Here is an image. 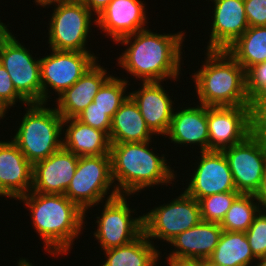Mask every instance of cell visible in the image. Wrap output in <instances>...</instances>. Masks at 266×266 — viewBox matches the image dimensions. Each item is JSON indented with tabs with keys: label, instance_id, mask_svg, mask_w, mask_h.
Segmentation results:
<instances>
[{
	"label": "cell",
	"instance_id": "6da1fadb",
	"mask_svg": "<svg viewBox=\"0 0 266 266\" xmlns=\"http://www.w3.org/2000/svg\"><path fill=\"white\" fill-rule=\"evenodd\" d=\"M185 33L181 30L162 34L148 28L125 36L116 42V45L127 46L117 58V64L130 77H135V81H180Z\"/></svg>",
	"mask_w": 266,
	"mask_h": 266
},
{
	"label": "cell",
	"instance_id": "7a4b0ae2",
	"mask_svg": "<svg viewBox=\"0 0 266 266\" xmlns=\"http://www.w3.org/2000/svg\"><path fill=\"white\" fill-rule=\"evenodd\" d=\"M17 201L28 208L31 224L43 241L44 251L55 258L63 254L68 256L74 241L86 229L87 214L63 194L30 191Z\"/></svg>",
	"mask_w": 266,
	"mask_h": 266
},
{
	"label": "cell",
	"instance_id": "3957f363",
	"mask_svg": "<svg viewBox=\"0 0 266 266\" xmlns=\"http://www.w3.org/2000/svg\"><path fill=\"white\" fill-rule=\"evenodd\" d=\"M152 142L154 139L147 142L111 143L112 178L118 194L134 197V194L138 196L139 192L154 186L176 185L179 174L170 167L171 162H167L164 154L159 156L158 150L154 151L157 148L150 145Z\"/></svg>",
	"mask_w": 266,
	"mask_h": 266
},
{
	"label": "cell",
	"instance_id": "277c9868",
	"mask_svg": "<svg viewBox=\"0 0 266 266\" xmlns=\"http://www.w3.org/2000/svg\"><path fill=\"white\" fill-rule=\"evenodd\" d=\"M203 65L192 73L195 95L207 107L253 105L246 71L226 50H204Z\"/></svg>",
	"mask_w": 266,
	"mask_h": 266
},
{
	"label": "cell",
	"instance_id": "5b68a950",
	"mask_svg": "<svg viewBox=\"0 0 266 266\" xmlns=\"http://www.w3.org/2000/svg\"><path fill=\"white\" fill-rule=\"evenodd\" d=\"M50 103H29L11 140L26 159L34 163L46 159L63 147V117ZM13 137V138H12Z\"/></svg>",
	"mask_w": 266,
	"mask_h": 266
},
{
	"label": "cell",
	"instance_id": "8992f818",
	"mask_svg": "<svg viewBox=\"0 0 266 266\" xmlns=\"http://www.w3.org/2000/svg\"><path fill=\"white\" fill-rule=\"evenodd\" d=\"M64 195L87 214L90 208L93 210L97 205L101 208L100 203L118 196L112 178L110 154L80 156Z\"/></svg>",
	"mask_w": 266,
	"mask_h": 266
},
{
	"label": "cell",
	"instance_id": "52a82bcc",
	"mask_svg": "<svg viewBox=\"0 0 266 266\" xmlns=\"http://www.w3.org/2000/svg\"><path fill=\"white\" fill-rule=\"evenodd\" d=\"M48 22L47 42L50 49L92 52L87 47V40H90L93 23L96 25V17L80 0L54 6Z\"/></svg>",
	"mask_w": 266,
	"mask_h": 266
},
{
	"label": "cell",
	"instance_id": "ba28073f",
	"mask_svg": "<svg viewBox=\"0 0 266 266\" xmlns=\"http://www.w3.org/2000/svg\"><path fill=\"white\" fill-rule=\"evenodd\" d=\"M168 203L159 204L143 213V233L151 241L169 243L178 234L198 224L201 219L199 202L183 189Z\"/></svg>",
	"mask_w": 266,
	"mask_h": 266
},
{
	"label": "cell",
	"instance_id": "9c48e42d",
	"mask_svg": "<svg viewBox=\"0 0 266 266\" xmlns=\"http://www.w3.org/2000/svg\"><path fill=\"white\" fill-rule=\"evenodd\" d=\"M11 31L7 29L0 36V63L9 73L16 91L28 103H42L40 56L33 57L30 49Z\"/></svg>",
	"mask_w": 266,
	"mask_h": 266
},
{
	"label": "cell",
	"instance_id": "30bf717a",
	"mask_svg": "<svg viewBox=\"0 0 266 266\" xmlns=\"http://www.w3.org/2000/svg\"><path fill=\"white\" fill-rule=\"evenodd\" d=\"M129 197L130 195L119 194L102 202L103 210L101 209V214L94 220L97 229L93 233L101 250L126 245L143 233V214H136L134 217L133 213L138 211L137 208L129 207Z\"/></svg>",
	"mask_w": 266,
	"mask_h": 266
},
{
	"label": "cell",
	"instance_id": "8fae6325",
	"mask_svg": "<svg viewBox=\"0 0 266 266\" xmlns=\"http://www.w3.org/2000/svg\"><path fill=\"white\" fill-rule=\"evenodd\" d=\"M49 51L48 55L40 57L42 103L52 99L50 91L59 96L70 88L100 58L93 52Z\"/></svg>",
	"mask_w": 266,
	"mask_h": 266
},
{
	"label": "cell",
	"instance_id": "7c38bea8",
	"mask_svg": "<svg viewBox=\"0 0 266 266\" xmlns=\"http://www.w3.org/2000/svg\"><path fill=\"white\" fill-rule=\"evenodd\" d=\"M237 192L255 195L261 187L266 167V143L254 132L242 142L223 150Z\"/></svg>",
	"mask_w": 266,
	"mask_h": 266
},
{
	"label": "cell",
	"instance_id": "4fadbf2b",
	"mask_svg": "<svg viewBox=\"0 0 266 266\" xmlns=\"http://www.w3.org/2000/svg\"><path fill=\"white\" fill-rule=\"evenodd\" d=\"M197 161L192 164L193 171L188 173V182L184 191L199 201L216 193L237 191L228 160L223 151H198ZM197 163V164H196Z\"/></svg>",
	"mask_w": 266,
	"mask_h": 266
},
{
	"label": "cell",
	"instance_id": "5bb4252c",
	"mask_svg": "<svg viewBox=\"0 0 266 266\" xmlns=\"http://www.w3.org/2000/svg\"><path fill=\"white\" fill-rule=\"evenodd\" d=\"M253 105L207 107L209 151H223L253 132Z\"/></svg>",
	"mask_w": 266,
	"mask_h": 266
},
{
	"label": "cell",
	"instance_id": "9a60e30c",
	"mask_svg": "<svg viewBox=\"0 0 266 266\" xmlns=\"http://www.w3.org/2000/svg\"><path fill=\"white\" fill-rule=\"evenodd\" d=\"M145 3L144 0H111L96 17V27L115 43L125 36L147 29L148 9Z\"/></svg>",
	"mask_w": 266,
	"mask_h": 266
},
{
	"label": "cell",
	"instance_id": "2e32d148",
	"mask_svg": "<svg viewBox=\"0 0 266 266\" xmlns=\"http://www.w3.org/2000/svg\"><path fill=\"white\" fill-rule=\"evenodd\" d=\"M211 1L212 20L205 50H226L249 27L244 0H206Z\"/></svg>",
	"mask_w": 266,
	"mask_h": 266
},
{
	"label": "cell",
	"instance_id": "e0dca14e",
	"mask_svg": "<svg viewBox=\"0 0 266 266\" xmlns=\"http://www.w3.org/2000/svg\"><path fill=\"white\" fill-rule=\"evenodd\" d=\"M162 84V81L141 82V88L130 91L129 94L149 129L155 136L162 135L164 138L170 127L175 103L172 98L174 94L169 96V92L164 88L166 86Z\"/></svg>",
	"mask_w": 266,
	"mask_h": 266
},
{
	"label": "cell",
	"instance_id": "ac0fdd59",
	"mask_svg": "<svg viewBox=\"0 0 266 266\" xmlns=\"http://www.w3.org/2000/svg\"><path fill=\"white\" fill-rule=\"evenodd\" d=\"M79 156L63 147L46 159L33 164L32 190L43 194H65L72 180Z\"/></svg>",
	"mask_w": 266,
	"mask_h": 266
},
{
	"label": "cell",
	"instance_id": "d6986e66",
	"mask_svg": "<svg viewBox=\"0 0 266 266\" xmlns=\"http://www.w3.org/2000/svg\"><path fill=\"white\" fill-rule=\"evenodd\" d=\"M222 232L223 229L220 224L201 220L194 227L178 234L168 243L171 245V251L168 255L165 254L164 259L187 261L208 259L219 243Z\"/></svg>",
	"mask_w": 266,
	"mask_h": 266
},
{
	"label": "cell",
	"instance_id": "ffe728a7",
	"mask_svg": "<svg viewBox=\"0 0 266 266\" xmlns=\"http://www.w3.org/2000/svg\"><path fill=\"white\" fill-rule=\"evenodd\" d=\"M190 106V107H189ZM182 108H174L171 123L165 139L180 147L190 145L198 146L200 152L209 151V133L207 123V106L195 104ZM176 111V112H175ZM193 146V147H192Z\"/></svg>",
	"mask_w": 266,
	"mask_h": 266
},
{
	"label": "cell",
	"instance_id": "44dd1931",
	"mask_svg": "<svg viewBox=\"0 0 266 266\" xmlns=\"http://www.w3.org/2000/svg\"><path fill=\"white\" fill-rule=\"evenodd\" d=\"M33 165L10 140L0 141V190L17 200L32 190Z\"/></svg>",
	"mask_w": 266,
	"mask_h": 266
},
{
	"label": "cell",
	"instance_id": "7402d4cb",
	"mask_svg": "<svg viewBox=\"0 0 266 266\" xmlns=\"http://www.w3.org/2000/svg\"><path fill=\"white\" fill-rule=\"evenodd\" d=\"M108 69L97 60L78 81L56 98L55 108L63 119L76 118L93 102L99 89L113 75Z\"/></svg>",
	"mask_w": 266,
	"mask_h": 266
},
{
	"label": "cell",
	"instance_id": "603a6c76",
	"mask_svg": "<svg viewBox=\"0 0 266 266\" xmlns=\"http://www.w3.org/2000/svg\"><path fill=\"white\" fill-rule=\"evenodd\" d=\"M69 124V125H68ZM63 148L76 156H100L110 154L109 135L82 123L77 118L63 120Z\"/></svg>",
	"mask_w": 266,
	"mask_h": 266
},
{
	"label": "cell",
	"instance_id": "cb8c5ba5",
	"mask_svg": "<svg viewBox=\"0 0 266 266\" xmlns=\"http://www.w3.org/2000/svg\"><path fill=\"white\" fill-rule=\"evenodd\" d=\"M134 100L129 96L111 119V143L147 142L154 139Z\"/></svg>",
	"mask_w": 266,
	"mask_h": 266
},
{
	"label": "cell",
	"instance_id": "d4e9b609",
	"mask_svg": "<svg viewBox=\"0 0 266 266\" xmlns=\"http://www.w3.org/2000/svg\"><path fill=\"white\" fill-rule=\"evenodd\" d=\"M144 233L132 242L103 251L105 261L99 266H159L162 264L159 246ZM161 262V263H160Z\"/></svg>",
	"mask_w": 266,
	"mask_h": 266
},
{
	"label": "cell",
	"instance_id": "484cf974",
	"mask_svg": "<svg viewBox=\"0 0 266 266\" xmlns=\"http://www.w3.org/2000/svg\"><path fill=\"white\" fill-rule=\"evenodd\" d=\"M208 259L220 266H254L257 260L252 253L245 232L225 230Z\"/></svg>",
	"mask_w": 266,
	"mask_h": 266
},
{
	"label": "cell",
	"instance_id": "4316f807",
	"mask_svg": "<svg viewBox=\"0 0 266 266\" xmlns=\"http://www.w3.org/2000/svg\"><path fill=\"white\" fill-rule=\"evenodd\" d=\"M226 51L245 71L266 62V26L248 27Z\"/></svg>",
	"mask_w": 266,
	"mask_h": 266
},
{
	"label": "cell",
	"instance_id": "83f0119b",
	"mask_svg": "<svg viewBox=\"0 0 266 266\" xmlns=\"http://www.w3.org/2000/svg\"><path fill=\"white\" fill-rule=\"evenodd\" d=\"M260 210L256 195L240 194L228 209L220 226L229 232H246Z\"/></svg>",
	"mask_w": 266,
	"mask_h": 266
},
{
	"label": "cell",
	"instance_id": "f1b7e54d",
	"mask_svg": "<svg viewBox=\"0 0 266 266\" xmlns=\"http://www.w3.org/2000/svg\"><path fill=\"white\" fill-rule=\"evenodd\" d=\"M129 85L131 84L128 77L121 79L119 76L112 75L99 89L93 102L98 108L106 111V114L112 119L120 106L130 96V92L127 91Z\"/></svg>",
	"mask_w": 266,
	"mask_h": 266
},
{
	"label": "cell",
	"instance_id": "f546056e",
	"mask_svg": "<svg viewBox=\"0 0 266 266\" xmlns=\"http://www.w3.org/2000/svg\"><path fill=\"white\" fill-rule=\"evenodd\" d=\"M240 195L237 191L216 193L201 198L199 202L201 219L203 221L221 224L228 209Z\"/></svg>",
	"mask_w": 266,
	"mask_h": 266
},
{
	"label": "cell",
	"instance_id": "4dcf8cb0",
	"mask_svg": "<svg viewBox=\"0 0 266 266\" xmlns=\"http://www.w3.org/2000/svg\"><path fill=\"white\" fill-rule=\"evenodd\" d=\"M253 255L258 259L266 257V211L260 210L245 232Z\"/></svg>",
	"mask_w": 266,
	"mask_h": 266
},
{
	"label": "cell",
	"instance_id": "1f68e13d",
	"mask_svg": "<svg viewBox=\"0 0 266 266\" xmlns=\"http://www.w3.org/2000/svg\"><path fill=\"white\" fill-rule=\"evenodd\" d=\"M246 90L252 102L266 95V62L254 65L246 71Z\"/></svg>",
	"mask_w": 266,
	"mask_h": 266
},
{
	"label": "cell",
	"instance_id": "d6a6232c",
	"mask_svg": "<svg viewBox=\"0 0 266 266\" xmlns=\"http://www.w3.org/2000/svg\"><path fill=\"white\" fill-rule=\"evenodd\" d=\"M76 118L84 124L106 132L108 135L110 133L111 118L94 102L90 103Z\"/></svg>",
	"mask_w": 266,
	"mask_h": 266
},
{
	"label": "cell",
	"instance_id": "836d02e7",
	"mask_svg": "<svg viewBox=\"0 0 266 266\" xmlns=\"http://www.w3.org/2000/svg\"><path fill=\"white\" fill-rule=\"evenodd\" d=\"M0 101L7 108L17 107L16 103L29 104L15 89L9 73L0 63Z\"/></svg>",
	"mask_w": 266,
	"mask_h": 266
},
{
	"label": "cell",
	"instance_id": "e575fe53",
	"mask_svg": "<svg viewBox=\"0 0 266 266\" xmlns=\"http://www.w3.org/2000/svg\"><path fill=\"white\" fill-rule=\"evenodd\" d=\"M249 27L266 26V0H244Z\"/></svg>",
	"mask_w": 266,
	"mask_h": 266
},
{
	"label": "cell",
	"instance_id": "d590c367",
	"mask_svg": "<svg viewBox=\"0 0 266 266\" xmlns=\"http://www.w3.org/2000/svg\"><path fill=\"white\" fill-rule=\"evenodd\" d=\"M97 17L111 0H80Z\"/></svg>",
	"mask_w": 266,
	"mask_h": 266
},
{
	"label": "cell",
	"instance_id": "8d00e7d4",
	"mask_svg": "<svg viewBox=\"0 0 266 266\" xmlns=\"http://www.w3.org/2000/svg\"><path fill=\"white\" fill-rule=\"evenodd\" d=\"M255 195L261 210H265L266 209V167L264 170L261 187Z\"/></svg>",
	"mask_w": 266,
	"mask_h": 266
},
{
	"label": "cell",
	"instance_id": "74e56055",
	"mask_svg": "<svg viewBox=\"0 0 266 266\" xmlns=\"http://www.w3.org/2000/svg\"><path fill=\"white\" fill-rule=\"evenodd\" d=\"M167 266H204L202 261H187V260H166Z\"/></svg>",
	"mask_w": 266,
	"mask_h": 266
},
{
	"label": "cell",
	"instance_id": "f35d334b",
	"mask_svg": "<svg viewBox=\"0 0 266 266\" xmlns=\"http://www.w3.org/2000/svg\"><path fill=\"white\" fill-rule=\"evenodd\" d=\"M68 1H70V0H34L33 2L37 6H41L42 8L47 7V9H48L51 5L58 6L60 4L66 3Z\"/></svg>",
	"mask_w": 266,
	"mask_h": 266
},
{
	"label": "cell",
	"instance_id": "ab89813d",
	"mask_svg": "<svg viewBox=\"0 0 266 266\" xmlns=\"http://www.w3.org/2000/svg\"><path fill=\"white\" fill-rule=\"evenodd\" d=\"M17 266H35V265H33L28 259L21 257L17 261Z\"/></svg>",
	"mask_w": 266,
	"mask_h": 266
},
{
	"label": "cell",
	"instance_id": "60d3db41",
	"mask_svg": "<svg viewBox=\"0 0 266 266\" xmlns=\"http://www.w3.org/2000/svg\"><path fill=\"white\" fill-rule=\"evenodd\" d=\"M8 109L3 105V103L0 101V120L4 119L6 117V114L8 113Z\"/></svg>",
	"mask_w": 266,
	"mask_h": 266
},
{
	"label": "cell",
	"instance_id": "b9f144b4",
	"mask_svg": "<svg viewBox=\"0 0 266 266\" xmlns=\"http://www.w3.org/2000/svg\"><path fill=\"white\" fill-rule=\"evenodd\" d=\"M254 264V266H266V257L258 258Z\"/></svg>",
	"mask_w": 266,
	"mask_h": 266
},
{
	"label": "cell",
	"instance_id": "7bdbcfd3",
	"mask_svg": "<svg viewBox=\"0 0 266 266\" xmlns=\"http://www.w3.org/2000/svg\"><path fill=\"white\" fill-rule=\"evenodd\" d=\"M2 20L0 19V36L8 29L7 27L9 26V23L6 25V23L1 22Z\"/></svg>",
	"mask_w": 266,
	"mask_h": 266
},
{
	"label": "cell",
	"instance_id": "ee69618b",
	"mask_svg": "<svg viewBox=\"0 0 266 266\" xmlns=\"http://www.w3.org/2000/svg\"><path fill=\"white\" fill-rule=\"evenodd\" d=\"M204 266H220V265L214 264L209 259H205L204 260Z\"/></svg>",
	"mask_w": 266,
	"mask_h": 266
},
{
	"label": "cell",
	"instance_id": "f6af8a7d",
	"mask_svg": "<svg viewBox=\"0 0 266 266\" xmlns=\"http://www.w3.org/2000/svg\"><path fill=\"white\" fill-rule=\"evenodd\" d=\"M6 197L7 198V196L0 190V197Z\"/></svg>",
	"mask_w": 266,
	"mask_h": 266
}]
</instances>
